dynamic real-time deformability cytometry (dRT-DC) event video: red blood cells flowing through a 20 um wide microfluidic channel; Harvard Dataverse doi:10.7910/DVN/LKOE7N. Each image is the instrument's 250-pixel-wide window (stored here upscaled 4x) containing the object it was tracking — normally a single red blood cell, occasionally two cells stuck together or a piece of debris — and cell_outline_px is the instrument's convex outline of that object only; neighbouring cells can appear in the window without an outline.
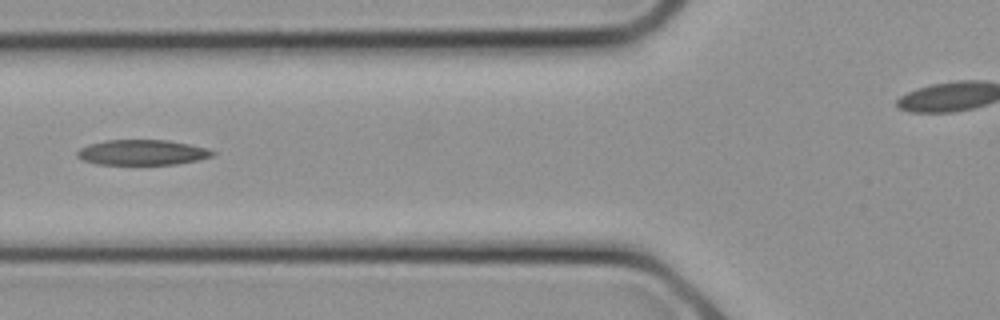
{"species": "common noctule bat (a hibernating species)", "species_latin": "Nyctalus noctula", "temperature_condition": "cold", "stored_images_in_passage": 11, "camera_frame_rate_fps": 3000, "um_per_image_px": 0.085, "animal": {"sex": "female", "body_mass_g": 21.9}, "frame": {"image": 1, "passage_image": 10, "time_ms": 3.0, "image_size_px": [1000, 320], "cell_outline_px": [[216, 152], [212, 156], [200, 160], [176, 164], [96, 164], [84, 160], [76, 156], [76, 152], [80, 148], [88, 144], [104, 140], [168, 140], [208, 148]], "centroid_in_image_um": [12.09, 12.95], "position_along_channel_um": 113.7, "area_um2": 20.0}}